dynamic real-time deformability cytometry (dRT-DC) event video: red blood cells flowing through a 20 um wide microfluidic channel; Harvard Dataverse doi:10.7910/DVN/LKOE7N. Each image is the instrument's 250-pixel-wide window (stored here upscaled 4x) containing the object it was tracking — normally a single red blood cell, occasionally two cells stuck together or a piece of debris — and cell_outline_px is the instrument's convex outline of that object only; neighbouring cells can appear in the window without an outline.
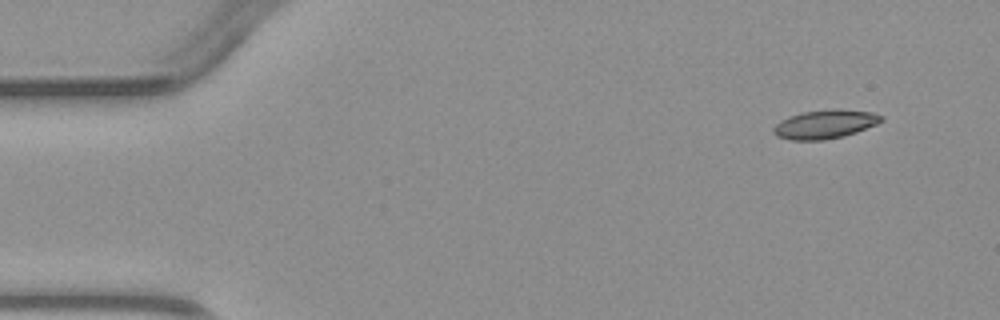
{"species": "common noctule bat (a hibernating species)", "species_latin": "Nyctalus noctula", "temperature_condition": "warm", "stored_images_in_passage": 6, "camera_frame_rate_fps": 3000, "um_per_image_px": 0.085, "animal": {"sex": "male", "body_mass_g": 23.1, "forearm_length_mm": 52.7}, "frame": {"image": 1, "passage_image": 1, "time_ms": 0.0, "image_size_px": [1000, 320], "cell_outline_px": [[884, 120], [876, 124], [856, 132], [844, 136], [824, 140], [792, 140], [776, 136], [772, 132], [772, 128], [780, 120], [788, 116], [800, 112], [832, 108], [840, 108], [872, 112], [884, 116]], "centroid_in_image_um": [70.11, 10.54], "position_along_channel_um": 14.9, "area_um2": 18.44}}
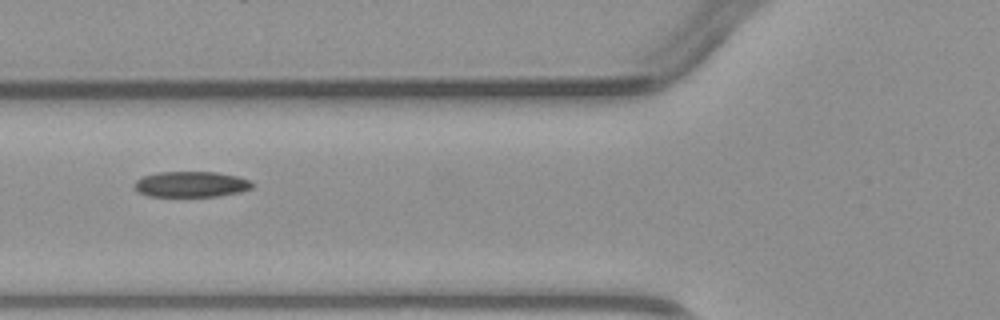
{"frame": {"image": 2, "passage_image": 5, "time_ms": 4.667, "image_size_px": [1000, 320], "cell_outline_px": [[252, 188], [240, 192], [220, 196], [148, 196], [140, 192], [132, 184], [136, 180], [144, 176], [156, 172], [216, 172], [236, 176], [252, 180]], "centroid_in_image_um": [16.26, 15.66], "position_along_channel_um": 109.5, "area_um2": 17.63}}
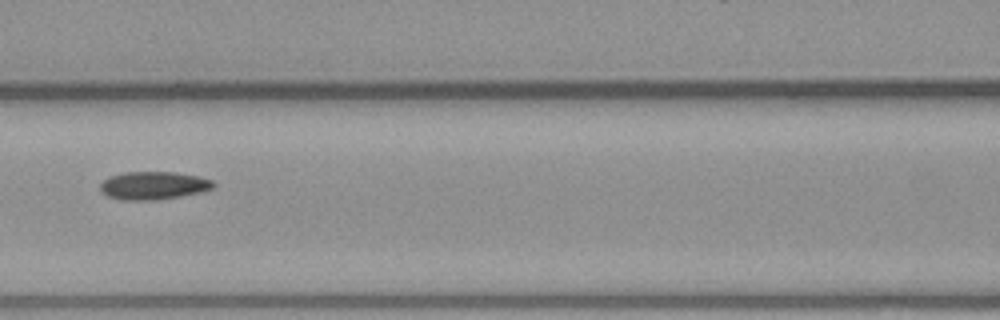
{"frame": {"image": 3, "passage_image": 6, "time_ms": 5.667, "image_size_px": [1000, 320], "cell_outline_px": [[216, 184], [212, 188], [200, 192], [152, 200], [124, 200], [108, 196], [100, 192], [100, 184], [108, 176], [124, 172], [176, 172], [200, 176], [212, 180]], "centroid_in_image_um": [13.02, 15.75], "position_along_channel_um": 153.6, "area_um2": 18.38}}